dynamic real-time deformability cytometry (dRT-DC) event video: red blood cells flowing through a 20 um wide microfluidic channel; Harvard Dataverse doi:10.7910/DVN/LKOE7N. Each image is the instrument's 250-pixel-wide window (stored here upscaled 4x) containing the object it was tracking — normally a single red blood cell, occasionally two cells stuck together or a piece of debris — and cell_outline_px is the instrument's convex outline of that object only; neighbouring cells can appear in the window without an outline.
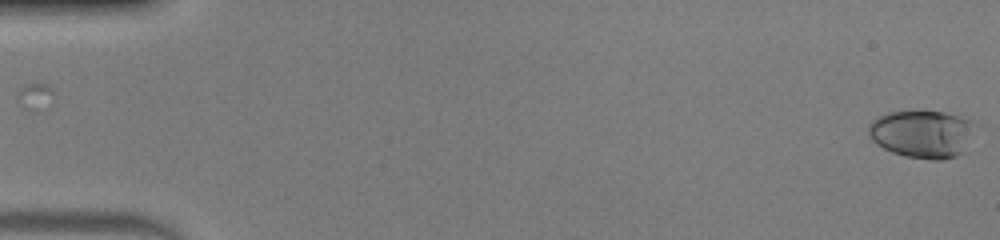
{"species": "human", "species_latin": "Homo sapiens", "temperature_condition": "warm", "stored_images_in_passage": 52, "camera_frame_rate_fps": 3000, "um_per_image_px": 0.085, "donor": {"sex": "male"}, "frame": {"image": 1, "passage_image": 1, "time_ms": 0.0, "image_size_px": [1000, 240], "cell_outline_px": [[972, 124], [964, 152], [956, 156], [940, 160], [936, 160], [904, 156], [892, 152], [876, 144], [868, 136], [868, 124], [872, 120], [888, 112], [944, 112], [960, 116], [972, 120]], "centroid_in_image_um": [78.32, 11.39], "position_along_channel_um": 6.7, "area_um2": 29.19}}
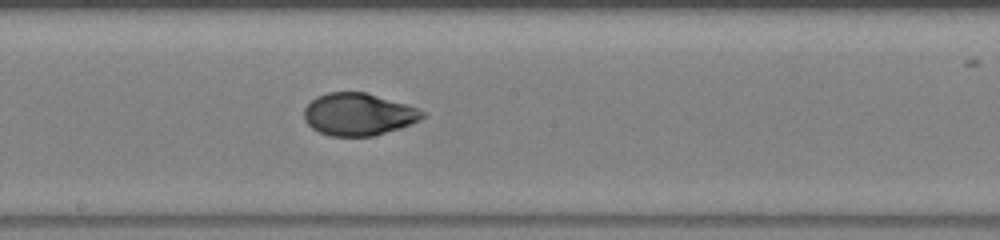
{"frame": {"image": 2, "passage_image": 29, "time_ms": 9.333, "image_size_px": [1000, 240], "cell_outline_px": [[424, 116], [420, 120], [400, 128], [372, 136], [332, 136], [320, 132], [312, 128], [304, 120], [304, 108], [316, 96], [328, 92], [368, 92], [416, 108], [424, 112]], "centroid_in_image_um": [30.43, 9.71], "position_along_channel_um": 217.8, "area_um2": 29.02}}
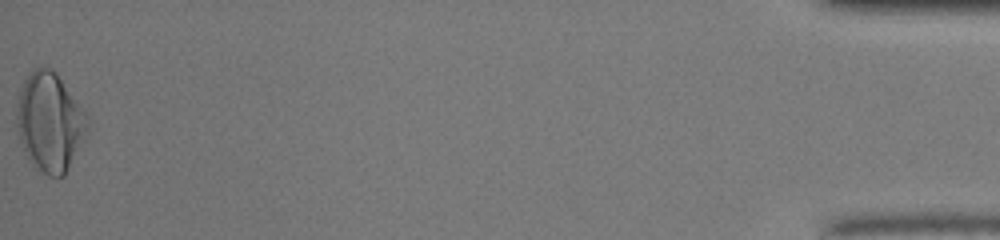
{"frame": {"image": 3, "passage_image": 52, "time_ms": 17.0, "image_size_px": [1000, 240], "cell_outline_px": [[88, 132], [64, 176], [48, 176], [32, 164], [24, 152], [20, 140], [16, 124], [16, 116], [20, 88], [28, 72], [32, 68], [52, 68], [56, 72], [88, 112]], "centroid_in_image_um": [4.25, 10.34], "position_along_channel_um": 431.0, "area_um2": 41.15}, "authors_computed_cell_mechanics": {"area_um2": 29.2468, "velocity_mm_per_s": 4.0653, "shape_relaxation_time_tau1_ms": 6.6897, "shape_relaxation_time_tau2_ms": 0.8499, "deformation_change_tau1": 0.241, "deformation_change_tau2": 0.0421}}